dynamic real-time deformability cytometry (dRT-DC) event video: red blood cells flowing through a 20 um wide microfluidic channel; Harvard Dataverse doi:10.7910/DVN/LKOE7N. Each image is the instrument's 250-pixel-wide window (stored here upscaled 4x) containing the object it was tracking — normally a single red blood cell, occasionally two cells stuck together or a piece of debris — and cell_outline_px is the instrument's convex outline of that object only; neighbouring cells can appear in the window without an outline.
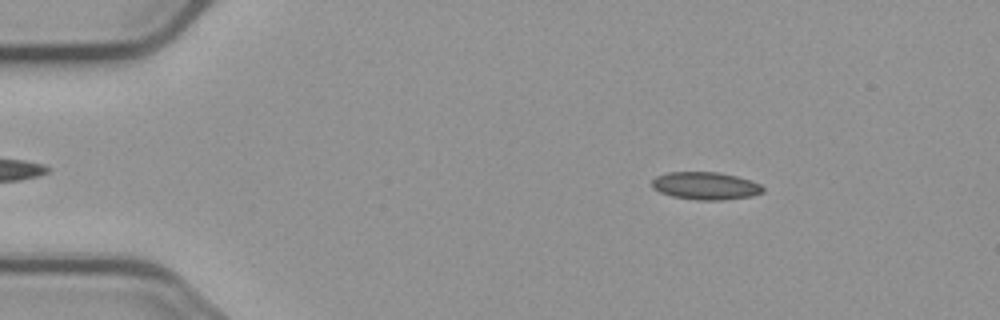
{"species": "common noctule bat (a hibernating species)", "species_latin": "Nyctalus noctula", "temperature_condition": "cold", "stored_images_in_passage": 5, "segment_of_instrument_passage": [1, 2], "camera_frame_rate_fps": 3000, "um_per_image_px": 0.085, "animal": {"sex": "male", "body_mass_g": 23.1, "forearm_length_mm": 52.7}, "frame": {"image": 1, "passage_image": 2, "time_ms": 1.0, "image_size_px": [1000, 320], "cell_outline_px": [[764, 192], [752, 196], [724, 200], [696, 200], [672, 196], [660, 192], [652, 188], [652, 180], [656, 176], [668, 172], [716, 172], [736, 176], [752, 180], [760, 184], [764, 188]], "centroid_in_image_um": [59.98, 15.8], "position_along_channel_um": 25.0, "area_um2": 17.98}}
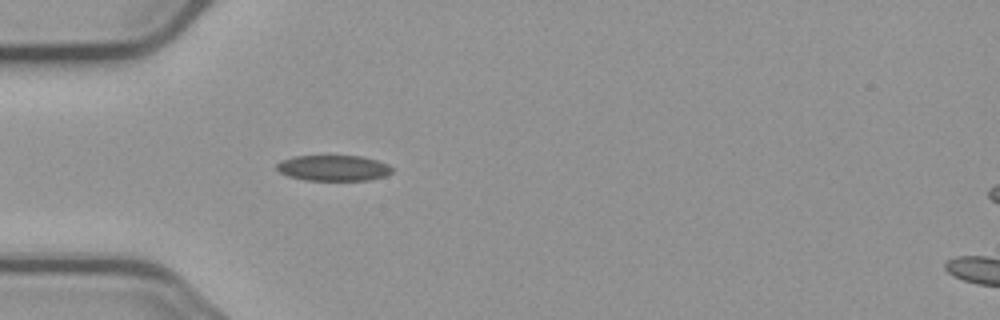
{"frame": {"image": 2, "passage_image": 4, "time_ms": 3.667, "image_size_px": [1000, 320], "cell_outline_px": [[392, 172], [384, 176], [368, 180], [304, 180], [288, 176], [280, 172], [276, 168], [276, 164], [280, 160], [292, 156], [360, 156], [376, 160], [388, 164], [392, 168]], "centroid_in_image_um": [28.3, 14.28], "position_along_channel_um": 56.7, "area_um2": 17.28}}